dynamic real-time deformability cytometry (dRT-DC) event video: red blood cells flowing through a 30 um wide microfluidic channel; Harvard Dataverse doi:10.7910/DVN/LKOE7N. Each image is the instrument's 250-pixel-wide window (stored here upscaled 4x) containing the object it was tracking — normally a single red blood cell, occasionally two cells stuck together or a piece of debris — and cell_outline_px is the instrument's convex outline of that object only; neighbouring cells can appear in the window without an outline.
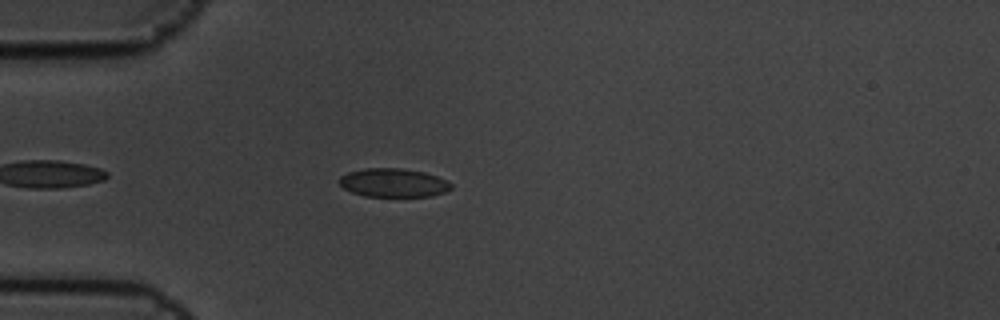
{"species": "common noctule bat (a hibernating species)", "species_latin": "Nyctalus noctula", "temperature_condition": "cold", "stored_images_in_passage": 10, "camera_frame_rate_fps": 3000, "um_per_image_px": 0.085, "animal": {"sex": "male", "body_mass_g": 19.5, "forearm_length_mm": 54.6}, "frame": {"image": 1, "passage_image": 4, "time_ms": 1.0, "image_size_px": [1000, 320], "cell_outline_px": [[452, 188], [444, 192], [432, 196], [364, 196], [352, 192], [344, 188], [340, 184], [340, 176], [348, 172], [364, 168], [400, 168], [424, 172], [436, 176], [452, 184]], "centroid_in_image_um": [33.42, 15.53], "position_along_channel_um": 51.6, "area_um2": 18.5}}
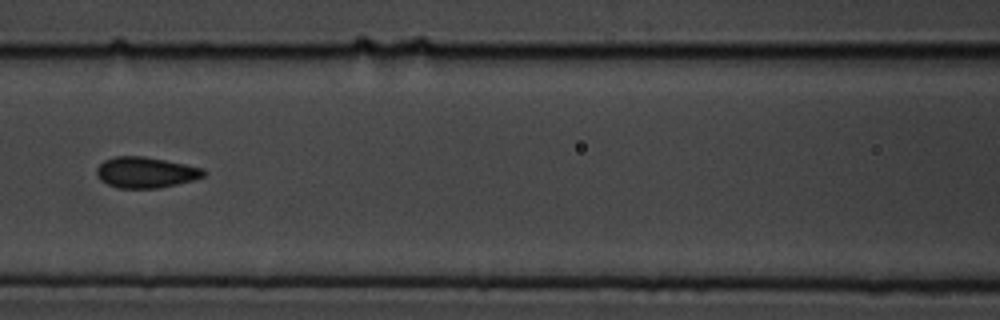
{"frame": {"image": 2, "passage_image": 7, "time_ms": 2.0, "image_size_px": [1000, 320], "cell_outline_px": [[208, 172], [204, 176], [192, 180], [160, 188], [120, 188], [108, 184], [100, 180], [96, 172], [96, 168], [104, 160], [112, 156], [144, 156], [204, 168]], "centroid_in_image_um": [12.38, 14.65], "position_along_channel_um": 154.2, "area_um2": 19.25}}
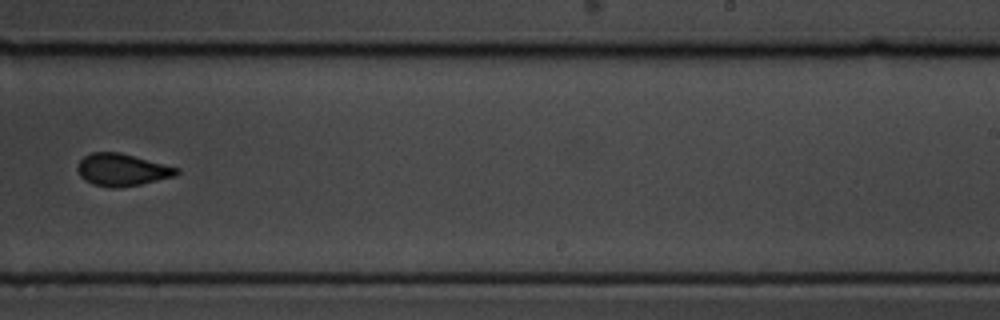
{"frame": {"image": 3, "passage_image": 10, "time_ms": 3.0, "image_size_px": [1000, 320], "cell_outline_px": [[180, 172], [176, 176], [140, 184], [116, 188], [112, 188], [92, 184], [84, 180], [80, 176], [76, 168], [76, 164], [84, 156], [92, 152], [120, 152], [180, 168]], "centroid_in_image_um": [10.36, 14.43], "position_along_channel_um": 278.6, "area_um2": 18.79}}